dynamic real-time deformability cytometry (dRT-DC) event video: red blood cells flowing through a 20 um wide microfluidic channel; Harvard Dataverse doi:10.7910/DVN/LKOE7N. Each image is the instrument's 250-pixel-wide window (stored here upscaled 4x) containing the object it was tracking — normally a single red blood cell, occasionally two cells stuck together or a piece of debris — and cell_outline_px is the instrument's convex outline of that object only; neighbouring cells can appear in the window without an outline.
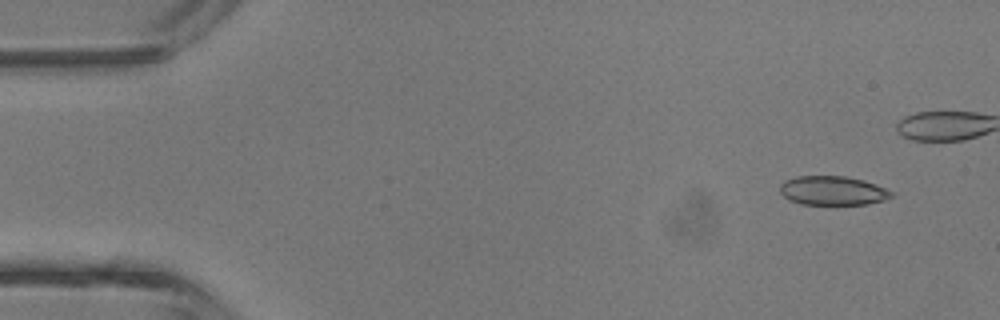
{"species": "common noctule bat (a hibernating species)", "species_latin": "Nyctalus noctula", "temperature_condition": "room temperature", "stored_images_in_passage": 4, "camera_frame_rate_fps": 3000, "um_per_image_px": 0.085, "animal": {"sex": "male", "body_mass_g": 13.3}, "frame": {"image": 1, "passage_image": 1, "time_ms": 0.0, "image_size_px": [1000, 320], "cell_outline_px": [[896, 192], [892, 196], [884, 200], [868, 204], [800, 204], [788, 200], [780, 192], [780, 184], [784, 180], [796, 176], [844, 176], [864, 180], [876, 184]], "centroid_in_image_um": [70.79, 16.2], "position_along_channel_um": 14.2, "area_um2": 19.07}}
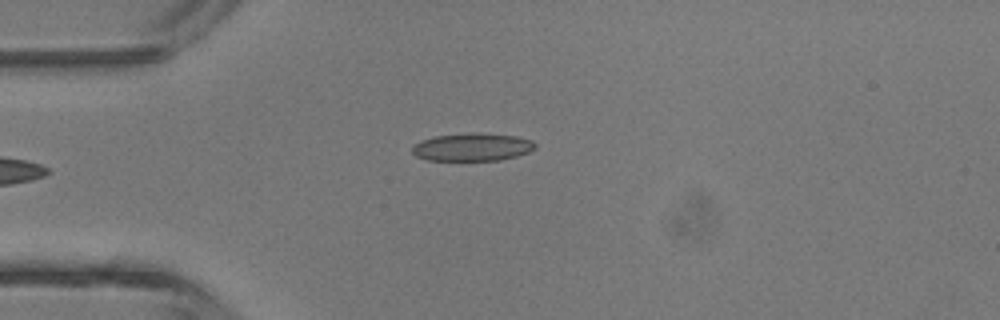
{"frame": {"image": 2, "passage_image": 4, "time_ms": 4.0, "image_size_px": [1000, 320], "cell_outline_px": [[536, 148], [528, 152], [516, 156], [500, 160], [428, 160], [416, 156], [412, 152], [412, 148], [420, 140], [436, 136], [472, 132], [476, 132], [516, 136], [532, 140], [536, 144]], "centroid_in_image_um": [40.16, 12.49], "position_along_channel_um": 44.8, "area_um2": 19.94}}